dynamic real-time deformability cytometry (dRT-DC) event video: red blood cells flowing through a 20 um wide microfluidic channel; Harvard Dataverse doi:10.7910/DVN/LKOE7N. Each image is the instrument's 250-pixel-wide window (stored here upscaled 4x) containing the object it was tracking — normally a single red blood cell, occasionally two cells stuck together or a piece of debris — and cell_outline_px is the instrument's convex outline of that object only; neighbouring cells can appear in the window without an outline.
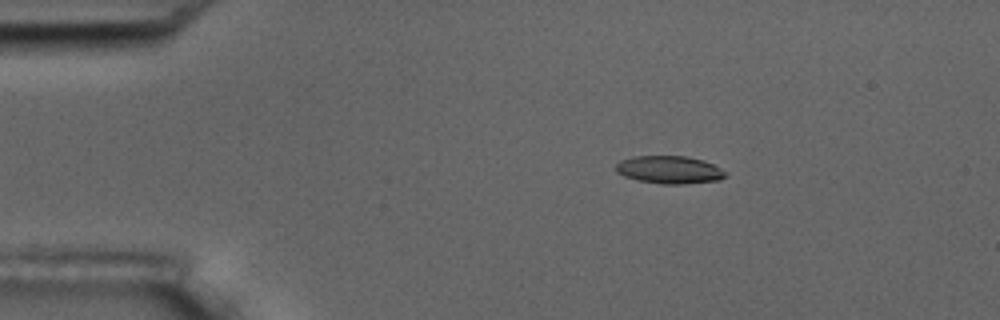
{"species": "common noctule bat (a hibernating species)", "species_latin": "Nyctalus noctula", "temperature_condition": "room temperature", "stored_images_in_passage": 5, "camera_frame_rate_fps": 3000, "um_per_image_px": 0.085, "animal": {"sex": "male", "body_mass_g": 17.5, "forearm_length_mm": 52.3}, "frame": {"image": 1, "passage_image": 3, "time_ms": 2.333, "image_size_px": [1000, 320], "cell_outline_px": [[728, 176], [720, 180], [684, 184], [660, 184], [640, 180], [624, 176], [616, 172], [616, 164], [620, 160], [632, 156], [684, 156], [704, 160], [728, 172]], "centroid_in_image_um": [56.92, 14.43], "position_along_channel_um": 28.1, "area_um2": 17.86}}